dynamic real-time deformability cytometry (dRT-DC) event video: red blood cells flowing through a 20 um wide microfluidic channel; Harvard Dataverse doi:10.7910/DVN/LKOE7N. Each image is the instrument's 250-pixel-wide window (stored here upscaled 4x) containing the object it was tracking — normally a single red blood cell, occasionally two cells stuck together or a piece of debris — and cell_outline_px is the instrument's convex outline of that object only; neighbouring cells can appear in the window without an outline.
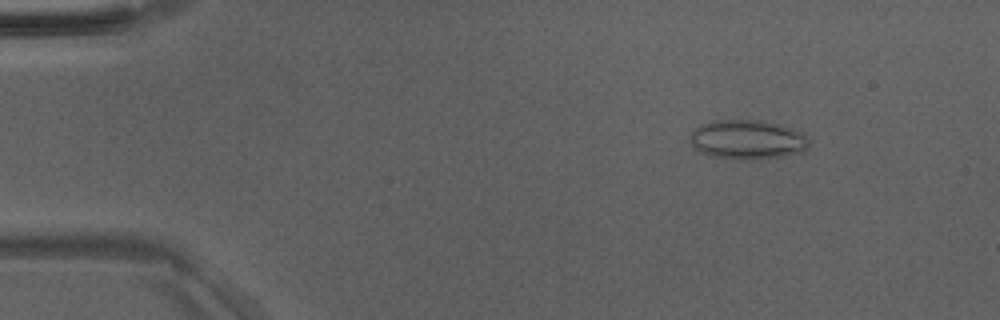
{"species": "Egyptian fruit bat (a non-hibernating species)", "species_latin": "Rousettus aegyptiacus", "temperature_condition": "room temperature", "stored_images_in_passage": 48, "camera_frame_rate_fps": 3000, "um_per_image_px": 0.085, "animal": {"sex": "male"}, "frame": {"image": 1, "passage_image": 6, "time_ms": 1.667, "image_size_px": [1000, 320], "cell_outline_px": [[808, 148], [804, 152], [784, 156], [732, 160], [712, 156], [696, 148], [692, 144], [688, 136], [692, 128], [700, 124], [716, 120], [760, 120], [780, 124], [804, 132], [808, 140]], "centroid_in_image_um": [63.53, 11.85], "position_along_channel_um": 21.5, "area_um2": 27.51}}
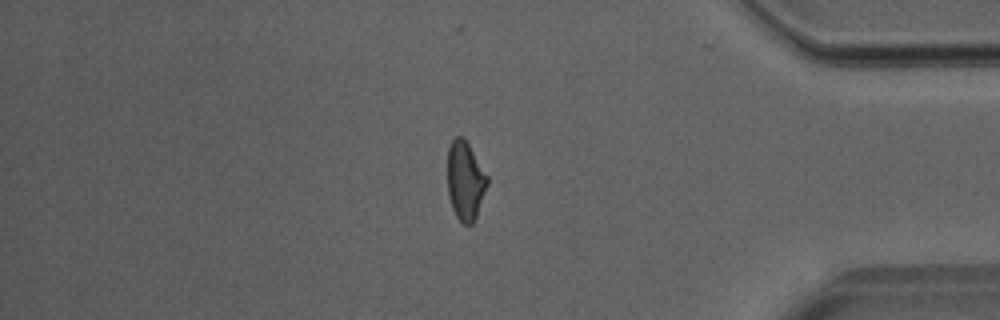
{"frame": {"image": 2, "passage_image": 41, "time_ms": 13.333, "image_size_px": [1000, 320], "cell_outline_px": [[488, 184], [476, 216], [472, 224], [464, 224], [456, 216], [452, 208], [448, 192], [448, 148], [452, 140], [456, 136], [464, 136], [488, 176]], "centroid_in_image_um": [39.55, 15.33], "position_along_channel_um": 395.7, "area_um2": 18.21}}
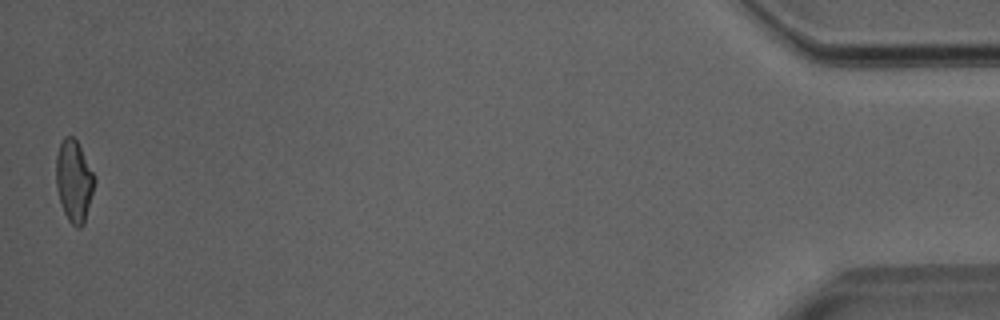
{"frame": {"image": 3, "passage_image": 48, "time_ms": 15.667, "image_size_px": [1000, 320], "cell_outline_px": [[96, 180], [84, 224], [80, 228], [76, 228], [68, 220], [64, 212], [56, 188], [56, 156], [60, 144], [64, 136], [72, 136], [76, 140]], "centroid_in_image_um": [6.27, 15.41], "position_along_channel_um": 428.9, "area_um2": 18.03}}